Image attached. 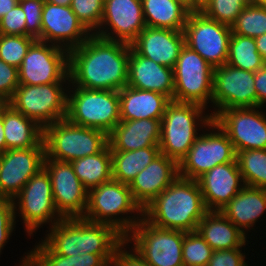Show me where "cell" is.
Instances as JSON below:
<instances>
[{
	"label": "cell",
	"mask_w": 266,
	"mask_h": 266,
	"mask_svg": "<svg viewBox=\"0 0 266 266\" xmlns=\"http://www.w3.org/2000/svg\"><path fill=\"white\" fill-rule=\"evenodd\" d=\"M131 45L92 35L69 51V77L77 87L120 91L128 82Z\"/></svg>",
	"instance_id": "cell-1"
},
{
	"label": "cell",
	"mask_w": 266,
	"mask_h": 266,
	"mask_svg": "<svg viewBox=\"0 0 266 266\" xmlns=\"http://www.w3.org/2000/svg\"><path fill=\"white\" fill-rule=\"evenodd\" d=\"M55 219L44 242L61 256L93 253L111 264L117 248L125 241L121 232L106 223L92 222L83 217Z\"/></svg>",
	"instance_id": "cell-2"
},
{
	"label": "cell",
	"mask_w": 266,
	"mask_h": 266,
	"mask_svg": "<svg viewBox=\"0 0 266 266\" xmlns=\"http://www.w3.org/2000/svg\"><path fill=\"white\" fill-rule=\"evenodd\" d=\"M208 212L197 180L177 177L143 209V217L156 227L194 232Z\"/></svg>",
	"instance_id": "cell-3"
},
{
	"label": "cell",
	"mask_w": 266,
	"mask_h": 266,
	"mask_svg": "<svg viewBox=\"0 0 266 266\" xmlns=\"http://www.w3.org/2000/svg\"><path fill=\"white\" fill-rule=\"evenodd\" d=\"M45 154L61 162L93 155L108 145V134L94 128L72 124L67 119L56 121L43 129Z\"/></svg>",
	"instance_id": "cell-4"
},
{
	"label": "cell",
	"mask_w": 266,
	"mask_h": 266,
	"mask_svg": "<svg viewBox=\"0 0 266 266\" xmlns=\"http://www.w3.org/2000/svg\"><path fill=\"white\" fill-rule=\"evenodd\" d=\"M205 107L186 102H177L171 100L165 109L161 119V136L159 148L161 154L174 159L177 163L187 154L192 147L197 136L196 122L201 119L205 126L213 121L210 114L202 117ZM201 117V118H199ZM204 118V119H203ZM197 123V124H196ZM197 134V135H196Z\"/></svg>",
	"instance_id": "cell-5"
},
{
	"label": "cell",
	"mask_w": 266,
	"mask_h": 266,
	"mask_svg": "<svg viewBox=\"0 0 266 266\" xmlns=\"http://www.w3.org/2000/svg\"><path fill=\"white\" fill-rule=\"evenodd\" d=\"M134 210L143 216V210L133 200L129 185L112 179L88 191V204L83 218L112 225L126 237L130 236V231L141 218H112Z\"/></svg>",
	"instance_id": "cell-6"
},
{
	"label": "cell",
	"mask_w": 266,
	"mask_h": 266,
	"mask_svg": "<svg viewBox=\"0 0 266 266\" xmlns=\"http://www.w3.org/2000/svg\"><path fill=\"white\" fill-rule=\"evenodd\" d=\"M75 88L68 97L66 119L109 134L121 121L118 91Z\"/></svg>",
	"instance_id": "cell-7"
},
{
	"label": "cell",
	"mask_w": 266,
	"mask_h": 266,
	"mask_svg": "<svg viewBox=\"0 0 266 266\" xmlns=\"http://www.w3.org/2000/svg\"><path fill=\"white\" fill-rule=\"evenodd\" d=\"M63 90L61 83L19 84L8 104L44 129L66 119L68 95Z\"/></svg>",
	"instance_id": "cell-8"
},
{
	"label": "cell",
	"mask_w": 266,
	"mask_h": 266,
	"mask_svg": "<svg viewBox=\"0 0 266 266\" xmlns=\"http://www.w3.org/2000/svg\"><path fill=\"white\" fill-rule=\"evenodd\" d=\"M132 232V233H131ZM125 237L134 250L152 266H184L182 246L185 232L156 227L142 218Z\"/></svg>",
	"instance_id": "cell-9"
},
{
	"label": "cell",
	"mask_w": 266,
	"mask_h": 266,
	"mask_svg": "<svg viewBox=\"0 0 266 266\" xmlns=\"http://www.w3.org/2000/svg\"><path fill=\"white\" fill-rule=\"evenodd\" d=\"M214 68L197 52L184 46L173 68V101L206 107L212 101Z\"/></svg>",
	"instance_id": "cell-10"
},
{
	"label": "cell",
	"mask_w": 266,
	"mask_h": 266,
	"mask_svg": "<svg viewBox=\"0 0 266 266\" xmlns=\"http://www.w3.org/2000/svg\"><path fill=\"white\" fill-rule=\"evenodd\" d=\"M185 45L197 52L213 68L226 64L232 29L206 17L201 11L190 12L184 27Z\"/></svg>",
	"instance_id": "cell-11"
},
{
	"label": "cell",
	"mask_w": 266,
	"mask_h": 266,
	"mask_svg": "<svg viewBox=\"0 0 266 266\" xmlns=\"http://www.w3.org/2000/svg\"><path fill=\"white\" fill-rule=\"evenodd\" d=\"M61 46L35 40L18 68L21 85L63 83L69 79V51ZM63 48V49H62ZM67 52V53H66Z\"/></svg>",
	"instance_id": "cell-12"
},
{
	"label": "cell",
	"mask_w": 266,
	"mask_h": 266,
	"mask_svg": "<svg viewBox=\"0 0 266 266\" xmlns=\"http://www.w3.org/2000/svg\"><path fill=\"white\" fill-rule=\"evenodd\" d=\"M209 127L217 133L201 134L178 163L181 178L197 180L216 165L234 162L236 152L227 134L214 121Z\"/></svg>",
	"instance_id": "cell-13"
},
{
	"label": "cell",
	"mask_w": 266,
	"mask_h": 266,
	"mask_svg": "<svg viewBox=\"0 0 266 266\" xmlns=\"http://www.w3.org/2000/svg\"><path fill=\"white\" fill-rule=\"evenodd\" d=\"M255 109L233 108L211 114L229 137L235 152L266 149V116Z\"/></svg>",
	"instance_id": "cell-14"
},
{
	"label": "cell",
	"mask_w": 266,
	"mask_h": 266,
	"mask_svg": "<svg viewBox=\"0 0 266 266\" xmlns=\"http://www.w3.org/2000/svg\"><path fill=\"white\" fill-rule=\"evenodd\" d=\"M43 168L48 172L51 180L57 216L83 217L88 204V190L74 173L71 163L56 161L45 155Z\"/></svg>",
	"instance_id": "cell-15"
},
{
	"label": "cell",
	"mask_w": 266,
	"mask_h": 266,
	"mask_svg": "<svg viewBox=\"0 0 266 266\" xmlns=\"http://www.w3.org/2000/svg\"><path fill=\"white\" fill-rule=\"evenodd\" d=\"M212 102L218 111L233 108H257L254 72L229 64L214 68Z\"/></svg>",
	"instance_id": "cell-16"
},
{
	"label": "cell",
	"mask_w": 266,
	"mask_h": 266,
	"mask_svg": "<svg viewBox=\"0 0 266 266\" xmlns=\"http://www.w3.org/2000/svg\"><path fill=\"white\" fill-rule=\"evenodd\" d=\"M45 147L6 150L0 155V198L11 199L44 166Z\"/></svg>",
	"instance_id": "cell-17"
},
{
	"label": "cell",
	"mask_w": 266,
	"mask_h": 266,
	"mask_svg": "<svg viewBox=\"0 0 266 266\" xmlns=\"http://www.w3.org/2000/svg\"><path fill=\"white\" fill-rule=\"evenodd\" d=\"M16 198H19L17 203L29 235L43 223L52 222L58 214L53 200L51 180L44 168L26 182L13 201Z\"/></svg>",
	"instance_id": "cell-18"
},
{
	"label": "cell",
	"mask_w": 266,
	"mask_h": 266,
	"mask_svg": "<svg viewBox=\"0 0 266 266\" xmlns=\"http://www.w3.org/2000/svg\"><path fill=\"white\" fill-rule=\"evenodd\" d=\"M41 19V35L36 40L54 42L53 44L56 43L58 46L62 41L64 43L62 47L68 51L80 46L92 35L79 21L70 6L45 1Z\"/></svg>",
	"instance_id": "cell-19"
},
{
	"label": "cell",
	"mask_w": 266,
	"mask_h": 266,
	"mask_svg": "<svg viewBox=\"0 0 266 266\" xmlns=\"http://www.w3.org/2000/svg\"><path fill=\"white\" fill-rule=\"evenodd\" d=\"M106 22V23H105ZM111 27L116 38L106 32L96 31L98 37L131 44L146 27L141 0H104L101 25Z\"/></svg>",
	"instance_id": "cell-20"
},
{
	"label": "cell",
	"mask_w": 266,
	"mask_h": 266,
	"mask_svg": "<svg viewBox=\"0 0 266 266\" xmlns=\"http://www.w3.org/2000/svg\"><path fill=\"white\" fill-rule=\"evenodd\" d=\"M197 182L208 211H220L245 186L237 160L216 165Z\"/></svg>",
	"instance_id": "cell-21"
},
{
	"label": "cell",
	"mask_w": 266,
	"mask_h": 266,
	"mask_svg": "<svg viewBox=\"0 0 266 266\" xmlns=\"http://www.w3.org/2000/svg\"><path fill=\"white\" fill-rule=\"evenodd\" d=\"M130 45L141 56L173 69L185 46V36L183 31L146 26Z\"/></svg>",
	"instance_id": "cell-22"
},
{
	"label": "cell",
	"mask_w": 266,
	"mask_h": 266,
	"mask_svg": "<svg viewBox=\"0 0 266 266\" xmlns=\"http://www.w3.org/2000/svg\"><path fill=\"white\" fill-rule=\"evenodd\" d=\"M178 176V163L160 154L130 182L133 200L143 210Z\"/></svg>",
	"instance_id": "cell-23"
},
{
	"label": "cell",
	"mask_w": 266,
	"mask_h": 266,
	"mask_svg": "<svg viewBox=\"0 0 266 266\" xmlns=\"http://www.w3.org/2000/svg\"><path fill=\"white\" fill-rule=\"evenodd\" d=\"M127 86L155 91L173 100V69L141 56L130 48Z\"/></svg>",
	"instance_id": "cell-24"
},
{
	"label": "cell",
	"mask_w": 266,
	"mask_h": 266,
	"mask_svg": "<svg viewBox=\"0 0 266 266\" xmlns=\"http://www.w3.org/2000/svg\"><path fill=\"white\" fill-rule=\"evenodd\" d=\"M161 119L121 120L108 134L111 151L159 147Z\"/></svg>",
	"instance_id": "cell-25"
},
{
	"label": "cell",
	"mask_w": 266,
	"mask_h": 266,
	"mask_svg": "<svg viewBox=\"0 0 266 266\" xmlns=\"http://www.w3.org/2000/svg\"><path fill=\"white\" fill-rule=\"evenodd\" d=\"M119 94L121 120L162 119L171 101L164 94L125 86Z\"/></svg>",
	"instance_id": "cell-26"
},
{
	"label": "cell",
	"mask_w": 266,
	"mask_h": 266,
	"mask_svg": "<svg viewBox=\"0 0 266 266\" xmlns=\"http://www.w3.org/2000/svg\"><path fill=\"white\" fill-rule=\"evenodd\" d=\"M3 128L6 150L45 147L43 128L8 103H3Z\"/></svg>",
	"instance_id": "cell-27"
},
{
	"label": "cell",
	"mask_w": 266,
	"mask_h": 266,
	"mask_svg": "<svg viewBox=\"0 0 266 266\" xmlns=\"http://www.w3.org/2000/svg\"><path fill=\"white\" fill-rule=\"evenodd\" d=\"M196 231L214 251L241 248L246 243L245 233L221 211H208Z\"/></svg>",
	"instance_id": "cell-28"
},
{
	"label": "cell",
	"mask_w": 266,
	"mask_h": 266,
	"mask_svg": "<svg viewBox=\"0 0 266 266\" xmlns=\"http://www.w3.org/2000/svg\"><path fill=\"white\" fill-rule=\"evenodd\" d=\"M265 210L266 189L244 186L220 211L245 233Z\"/></svg>",
	"instance_id": "cell-29"
},
{
	"label": "cell",
	"mask_w": 266,
	"mask_h": 266,
	"mask_svg": "<svg viewBox=\"0 0 266 266\" xmlns=\"http://www.w3.org/2000/svg\"><path fill=\"white\" fill-rule=\"evenodd\" d=\"M147 27L183 31L192 11L179 0H141Z\"/></svg>",
	"instance_id": "cell-30"
},
{
	"label": "cell",
	"mask_w": 266,
	"mask_h": 266,
	"mask_svg": "<svg viewBox=\"0 0 266 266\" xmlns=\"http://www.w3.org/2000/svg\"><path fill=\"white\" fill-rule=\"evenodd\" d=\"M70 163L74 173L88 191L113 179L109 145L99 153L73 160Z\"/></svg>",
	"instance_id": "cell-31"
},
{
	"label": "cell",
	"mask_w": 266,
	"mask_h": 266,
	"mask_svg": "<svg viewBox=\"0 0 266 266\" xmlns=\"http://www.w3.org/2000/svg\"><path fill=\"white\" fill-rule=\"evenodd\" d=\"M160 154L159 147H146L133 151H111L113 179L129 185L135 176Z\"/></svg>",
	"instance_id": "cell-32"
},
{
	"label": "cell",
	"mask_w": 266,
	"mask_h": 266,
	"mask_svg": "<svg viewBox=\"0 0 266 266\" xmlns=\"http://www.w3.org/2000/svg\"><path fill=\"white\" fill-rule=\"evenodd\" d=\"M28 254L20 266H110L99 254L82 253L78 256H61L44 241Z\"/></svg>",
	"instance_id": "cell-33"
},
{
	"label": "cell",
	"mask_w": 266,
	"mask_h": 266,
	"mask_svg": "<svg viewBox=\"0 0 266 266\" xmlns=\"http://www.w3.org/2000/svg\"><path fill=\"white\" fill-rule=\"evenodd\" d=\"M227 64L250 72L261 69L265 63L256 48L255 38L231 34Z\"/></svg>",
	"instance_id": "cell-34"
},
{
	"label": "cell",
	"mask_w": 266,
	"mask_h": 266,
	"mask_svg": "<svg viewBox=\"0 0 266 266\" xmlns=\"http://www.w3.org/2000/svg\"><path fill=\"white\" fill-rule=\"evenodd\" d=\"M236 160L245 186L266 189V149L236 152Z\"/></svg>",
	"instance_id": "cell-35"
},
{
	"label": "cell",
	"mask_w": 266,
	"mask_h": 266,
	"mask_svg": "<svg viewBox=\"0 0 266 266\" xmlns=\"http://www.w3.org/2000/svg\"><path fill=\"white\" fill-rule=\"evenodd\" d=\"M232 33L257 38L266 33V7L249 3L231 26Z\"/></svg>",
	"instance_id": "cell-36"
},
{
	"label": "cell",
	"mask_w": 266,
	"mask_h": 266,
	"mask_svg": "<svg viewBox=\"0 0 266 266\" xmlns=\"http://www.w3.org/2000/svg\"><path fill=\"white\" fill-rule=\"evenodd\" d=\"M249 3V0H206L199 11L206 17L231 27Z\"/></svg>",
	"instance_id": "cell-37"
},
{
	"label": "cell",
	"mask_w": 266,
	"mask_h": 266,
	"mask_svg": "<svg viewBox=\"0 0 266 266\" xmlns=\"http://www.w3.org/2000/svg\"><path fill=\"white\" fill-rule=\"evenodd\" d=\"M213 249L197 232H186L182 246L184 266H207Z\"/></svg>",
	"instance_id": "cell-38"
},
{
	"label": "cell",
	"mask_w": 266,
	"mask_h": 266,
	"mask_svg": "<svg viewBox=\"0 0 266 266\" xmlns=\"http://www.w3.org/2000/svg\"><path fill=\"white\" fill-rule=\"evenodd\" d=\"M35 40L32 36L0 34V59L19 68L28 48Z\"/></svg>",
	"instance_id": "cell-39"
},
{
	"label": "cell",
	"mask_w": 266,
	"mask_h": 266,
	"mask_svg": "<svg viewBox=\"0 0 266 266\" xmlns=\"http://www.w3.org/2000/svg\"><path fill=\"white\" fill-rule=\"evenodd\" d=\"M70 7L89 32L98 27L100 31L104 0H72Z\"/></svg>",
	"instance_id": "cell-40"
},
{
	"label": "cell",
	"mask_w": 266,
	"mask_h": 266,
	"mask_svg": "<svg viewBox=\"0 0 266 266\" xmlns=\"http://www.w3.org/2000/svg\"><path fill=\"white\" fill-rule=\"evenodd\" d=\"M45 0H19L25 13L26 36L37 39L41 35L42 12Z\"/></svg>",
	"instance_id": "cell-41"
},
{
	"label": "cell",
	"mask_w": 266,
	"mask_h": 266,
	"mask_svg": "<svg viewBox=\"0 0 266 266\" xmlns=\"http://www.w3.org/2000/svg\"><path fill=\"white\" fill-rule=\"evenodd\" d=\"M18 86V68L0 59V103H8Z\"/></svg>",
	"instance_id": "cell-42"
},
{
	"label": "cell",
	"mask_w": 266,
	"mask_h": 266,
	"mask_svg": "<svg viewBox=\"0 0 266 266\" xmlns=\"http://www.w3.org/2000/svg\"><path fill=\"white\" fill-rule=\"evenodd\" d=\"M0 34L26 36L25 13L19 3L0 19Z\"/></svg>",
	"instance_id": "cell-43"
},
{
	"label": "cell",
	"mask_w": 266,
	"mask_h": 266,
	"mask_svg": "<svg viewBox=\"0 0 266 266\" xmlns=\"http://www.w3.org/2000/svg\"><path fill=\"white\" fill-rule=\"evenodd\" d=\"M16 203L11 199L0 198V252L13 231Z\"/></svg>",
	"instance_id": "cell-44"
},
{
	"label": "cell",
	"mask_w": 266,
	"mask_h": 266,
	"mask_svg": "<svg viewBox=\"0 0 266 266\" xmlns=\"http://www.w3.org/2000/svg\"><path fill=\"white\" fill-rule=\"evenodd\" d=\"M240 248L213 251L207 266H248Z\"/></svg>",
	"instance_id": "cell-45"
},
{
	"label": "cell",
	"mask_w": 266,
	"mask_h": 266,
	"mask_svg": "<svg viewBox=\"0 0 266 266\" xmlns=\"http://www.w3.org/2000/svg\"><path fill=\"white\" fill-rule=\"evenodd\" d=\"M128 243L124 241L116 250L115 256L113 258L112 264L115 266H152L147 261H145L137 252L134 251L135 254H130V252H126L125 250H121L124 248V244ZM123 246V248H122Z\"/></svg>",
	"instance_id": "cell-46"
},
{
	"label": "cell",
	"mask_w": 266,
	"mask_h": 266,
	"mask_svg": "<svg viewBox=\"0 0 266 266\" xmlns=\"http://www.w3.org/2000/svg\"><path fill=\"white\" fill-rule=\"evenodd\" d=\"M254 87L257 93V108L266 102V64L254 72Z\"/></svg>",
	"instance_id": "cell-47"
},
{
	"label": "cell",
	"mask_w": 266,
	"mask_h": 266,
	"mask_svg": "<svg viewBox=\"0 0 266 266\" xmlns=\"http://www.w3.org/2000/svg\"><path fill=\"white\" fill-rule=\"evenodd\" d=\"M255 41L257 51L262 56L263 62L266 64V33L255 38Z\"/></svg>",
	"instance_id": "cell-48"
},
{
	"label": "cell",
	"mask_w": 266,
	"mask_h": 266,
	"mask_svg": "<svg viewBox=\"0 0 266 266\" xmlns=\"http://www.w3.org/2000/svg\"><path fill=\"white\" fill-rule=\"evenodd\" d=\"M19 0H0V19L11 9H13Z\"/></svg>",
	"instance_id": "cell-49"
},
{
	"label": "cell",
	"mask_w": 266,
	"mask_h": 266,
	"mask_svg": "<svg viewBox=\"0 0 266 266\" xmlns=\"http://www.w3.org/2000/svg\"><path fill=\"white\" fill-rule=\"evenodd\" d=\"M6 151V140L3 128V103H0V155Z\"/></svg>",
	"instance_id": "cell-50"
},
{
	"label": "cell",
	"mask_w": 266,
	"mask_h": 266,
	"mask_svg": "<svg viewBox=\"0 0 266 266\" xmlns=\"http://www.w3.org/2000/svg\"><path fill=\"white\" fill-rule=\"evenodd\" d=\"M45 1L61 6H70L72 3V0H45Z\"/></svg>",
	"instance_id": "cell-51"
},
{
	"label": "cell",
	"mask_w": 266,
	"mask_h": 266,
	"mask_svg": "<svg viewBox=\"0 0 266 266\" xmlns=\"http://www.w3.org/2000/svg\"><path fill=\"white\" fill-rule=\"evenodd\" d=\"M204 1L206 0H193V10H199Z\"/></svg>",
	"instance_id": "cell-52"
},
{
	"label": "cell",
	"mask_w": 266,
	"mask_h": 266,
	"mask_svg": "<svg viewBox=\"0 0 266 266\" xmlns=\"http://www.w3.org/2000/svg\"><path fill=\"white\" fill-rule=\"evenodd\" d=\"M250 3L266 7V0H249Z\"/></svg>",
	"instance_id": "cell-53"
},
{
	"label": "cell",
	"mask_w": 266,
	"mask_h": 266,
	"mask_svg": "<svg viewBox=\"0 0 266 266\" xmlns=\"http://www.w3.org/2000/svg\"><path fill=\"white\" fill-rule=\"evenodd\" d=\"M187 5L193 11V0H179Z\"/></svg>",
	"instance_id": "cell-54"
}]
</instances>
